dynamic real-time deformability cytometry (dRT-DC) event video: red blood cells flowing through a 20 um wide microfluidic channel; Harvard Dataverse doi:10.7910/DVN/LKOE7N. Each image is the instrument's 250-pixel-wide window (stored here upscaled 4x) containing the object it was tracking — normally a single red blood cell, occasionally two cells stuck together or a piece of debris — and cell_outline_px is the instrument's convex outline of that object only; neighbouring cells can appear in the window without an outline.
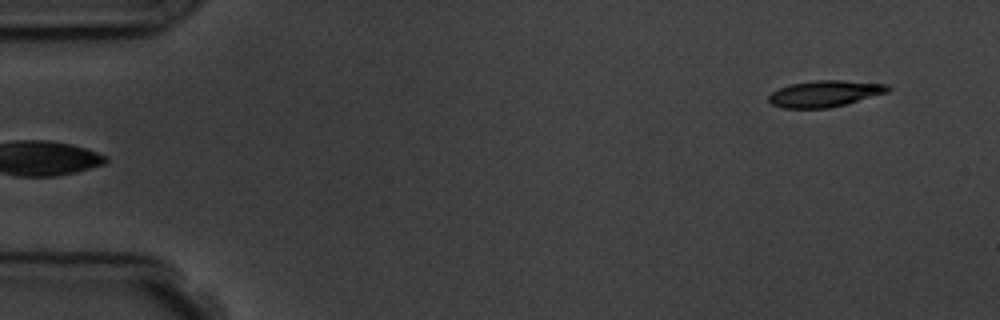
{"species": "common noctule bat (a hibernating species)", "species_latin": "Nyctalus noctula", "temperature_condition": "room temperature", "stored_images_in_passage": 4, "segment_of_instrument_passage": [2, 2], "camera_frame_rate_fps": 3000, "um_per_image_px": 0.085, "animal": {"sex": "male", "body_mass_g": 19.5, "forearm_length_mm": 54.6}, "frame": {"image": 1, "passage_image": 4, "time_ms": 4.333, "image_size_px": [1000, 320], "cell_outline_px": [[892, 88], [888, 92], [844, 104], [828, 108], [784, 108], [772, 104], [768, 100], [768, 96], [772, 92], [788, 84], [816, 80], [840, 80], [888, 84]], "centroid_in_image_um": [70.1, 7.95], "position_along_channel_um": 14.9, "area_um2": 18.21}}